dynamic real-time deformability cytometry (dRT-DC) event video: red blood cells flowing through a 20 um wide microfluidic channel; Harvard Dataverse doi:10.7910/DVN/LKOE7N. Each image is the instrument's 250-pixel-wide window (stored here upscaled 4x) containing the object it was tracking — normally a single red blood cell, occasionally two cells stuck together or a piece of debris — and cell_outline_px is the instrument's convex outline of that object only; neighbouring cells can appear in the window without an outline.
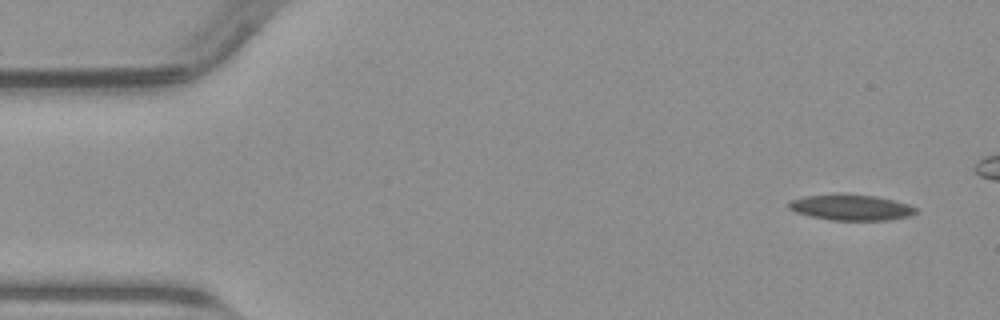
{"species": "common noctule bat (a hibernating species)", "species_latin": "Nyctalus noctula", "temperature_condition": "warm", "stored_images_in_passage": 42, "camera_frame_rate_fps": 3000, "um_per_image_px": 0.085, "animal": {"sex": "male", "body_mass_g": 23.1, "forearm_length_mm": 52.7}, "frame": {"image": 1, "passage_image": 1, "time_ms": 0.0, "image_size_px": [1000, 320], "cell_outline_px": [[916, 212], [908, 216], [884, 220], [832, 220], [812, 216], [796, 212], [788, 208], [788, 200], [804, 196], [872, 196], [892, 200], [908, 204], [916, 208]], "centroid_in_image_um": [72.31, 17.66], "position_along_channel_um": 12.7, "area_um2": 18.15}}
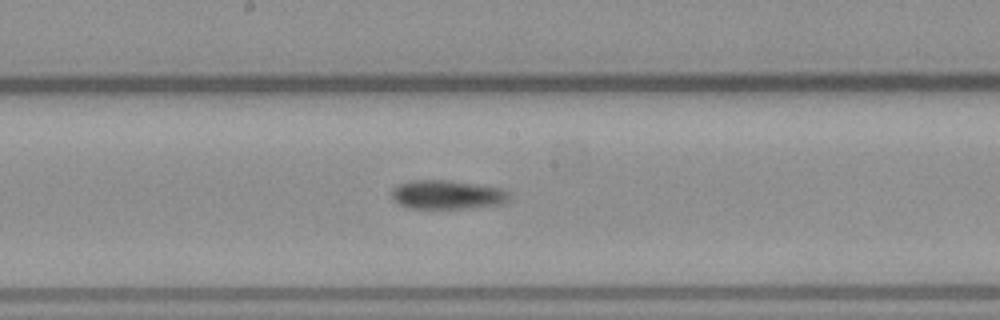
{"frame": {"image": 2, "passage_image": 24, "time_ms": 7.667, "image_size_px": [1000, 320], "cell_outline_px": [[508, 200], [500, 204], [464, 208], [408, 208], [400, 204], [392, 196], [392, 188], [396, 184], [412, 180], [448, 180], [476, 184], [500, 188], [508, 192]], "centroid_in_image_um": [37.96, 16.53], "position_along_channel_um": 210.2, "area_um2": 19.59}}
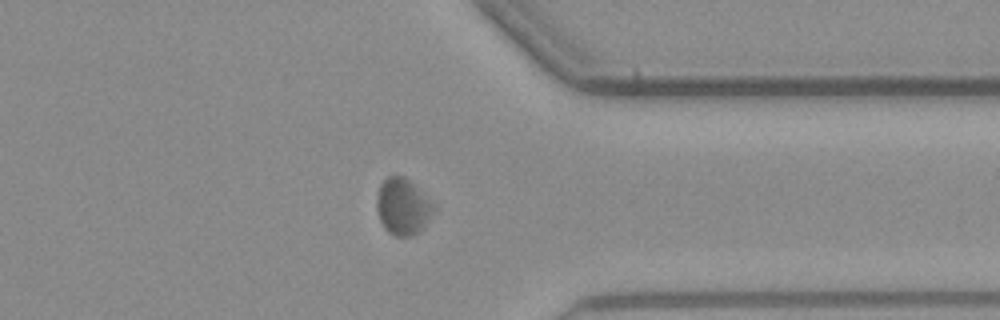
{"frame": {"image": 3, "passage_image": 37, "time_ms": 12.0, "image_size_px": [1000, 320], "cell_outline_px": [[436, 208], [424, 228], [420, 232], [412, 236], [396, 236], [388, 232], [384, 228], [380, 220], [376, 208], [376, 196], [380, 184], [388, 176], [404, 176]], "centroid_in_image_um": [34.21, 17.6], "position_along_channel_um": 377.2, "area_um2": 18.55}}